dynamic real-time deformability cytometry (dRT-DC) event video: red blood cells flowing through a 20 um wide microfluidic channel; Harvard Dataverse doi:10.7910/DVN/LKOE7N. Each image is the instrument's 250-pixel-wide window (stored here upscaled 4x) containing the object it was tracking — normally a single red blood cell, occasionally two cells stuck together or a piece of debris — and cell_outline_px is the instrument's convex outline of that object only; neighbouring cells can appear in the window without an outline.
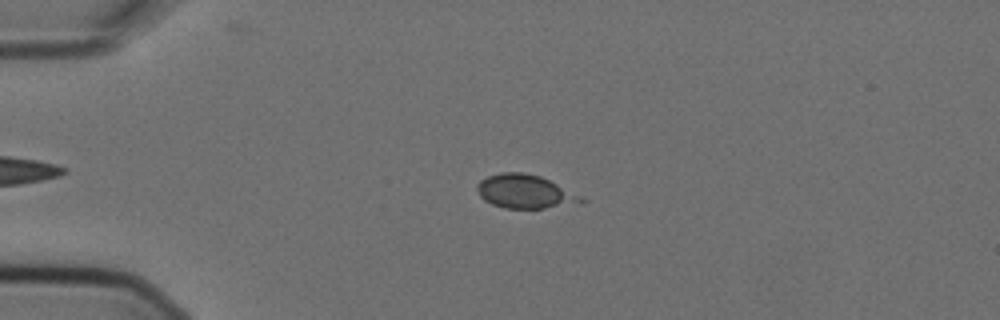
{"species": "Egyptian fruit bat (a non-hibernating species)", "species_latin": "Rousettus aegyptiacus", "temperature_condition": "cold", "stored_images_in_passage": 5, "camera_frame_rate_fps": 3000, "um_per_image_px": 0.085, "animal": {"sex": "female"}, "frame": {"image": 1, "passage_image": 4, "time_ms": 1.0, "image_size_px": [1000, 320], "cell_outline_px": [[588, 200], [584, 204], [544, 208], [504, 208], [492, 204], [484, 200], [480, 196], [476, 188], [476, 184], [480, 180], [488, 176], [500, 172], [524, 172], [540, 176]], "centroid_in_image_um": [44.63, 16.29], "position_along_channel_um": 40.4, "area_um2": 20.52}}